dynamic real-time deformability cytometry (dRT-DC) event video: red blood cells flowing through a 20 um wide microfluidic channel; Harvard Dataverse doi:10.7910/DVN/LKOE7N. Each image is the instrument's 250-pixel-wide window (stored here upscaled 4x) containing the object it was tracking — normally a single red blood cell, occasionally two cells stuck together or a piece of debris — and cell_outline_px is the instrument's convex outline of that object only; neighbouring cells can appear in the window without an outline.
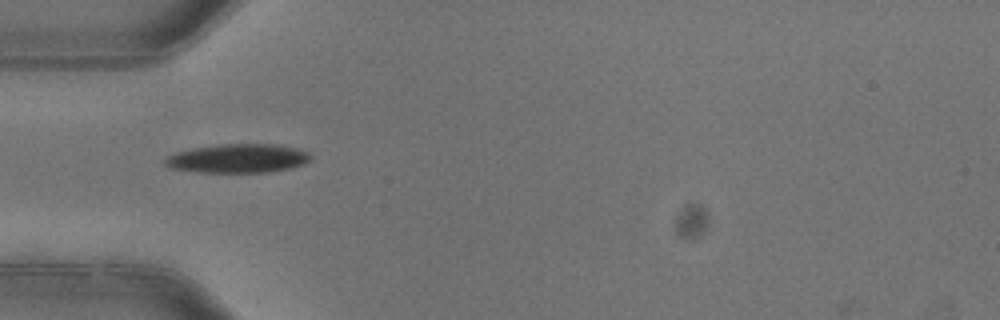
{"species": "common noctule bat (a hibernating species)", "species_latin": "Nyctalus noctula", "temperature_condition": "warm", "stored_images_in_passage": 7, "camera_frame_rate_fps": 3000, "um_per_image_px": 0.085, "animal": {"sex": "female"}, "frame": {"image": 1, "passage_image": 5, "time_ms": 1.333, "image_size_px": [1000, 320], "cell_outline_px": [[312, 156], [304, 164], [292, 168], [268, 172], [196, 172], [168, 168], [164, 164], [164, 160], [168, 156], [176, 152], [196, 148], [220, 144], [272, 144], [292, 148], [308, 152]], "centroid_in_image_um": [20.19, 13.48], "position_along_channel_um": 64.8, "area_um2": 24.33}}